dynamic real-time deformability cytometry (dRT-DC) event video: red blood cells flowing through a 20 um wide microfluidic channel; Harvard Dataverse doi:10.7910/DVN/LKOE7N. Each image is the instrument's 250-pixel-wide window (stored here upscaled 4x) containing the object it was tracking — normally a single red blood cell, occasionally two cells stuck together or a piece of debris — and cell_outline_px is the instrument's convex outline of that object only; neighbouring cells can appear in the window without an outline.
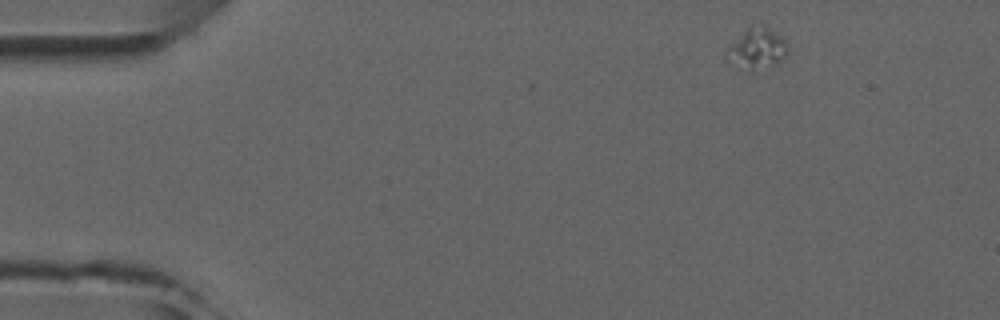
{"species": "common noctule bat (a hibernating species)", "species_latin": "Nyctalus noctula", "temperature_condition": "room temperature", "stored_images_in_passage": 5, "camera_frame_rate_fps": 3000, "um_per_image_px": 0.085, "animal": {"sex": "male", "forearm_length_mm": 52.5}, "frame": {"image": 1, "passage_image": 1, "time_ms": 0.0, "image_size_px": [1000, 320], "cell_outline_px": [[788, 52], [776, 64], [756, 72], [748, 72], [724, 56], [724, 52], [748, 28], [764, 28], [780, 36], [784, 40], [788, 48]], "centroid_in_image_um": [64.34, 4.23], "position_along_channel_um": 20.7, "area_um2": 13.87}}